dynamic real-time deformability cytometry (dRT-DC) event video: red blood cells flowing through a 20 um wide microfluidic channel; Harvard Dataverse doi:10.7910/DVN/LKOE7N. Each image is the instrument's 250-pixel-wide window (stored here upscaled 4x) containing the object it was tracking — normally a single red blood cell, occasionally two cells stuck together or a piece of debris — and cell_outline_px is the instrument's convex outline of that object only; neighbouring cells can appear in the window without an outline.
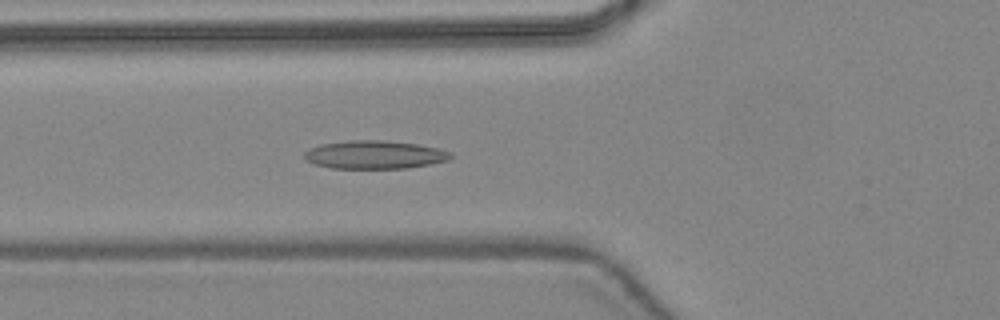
{"species": "common noctule bat (a hibernating species)", "species_latin": "Nyctalus noctula", "temperature_condition": "warm", "stored_images_in_passage": 47, "camera_frame_rate_fps": 3000, "um_per_image_px": 0.085, "animal": {"sex": "female", "body_mass_g": 24.6, "forearm_length_mm": 56.2}, "frame": {"image": 1, "passage_image": 18, "time_ms": 5.667, "image_size_px": [1000, 320], "cell_outline_px": [[452, 156], [448, 160], [408, 168], [332, 168], [316, 164], [304, 160], [304, 152], [308, 148], [320, 144], [348, 140], [384, 140], [416, 144], [436, 148], [452, 152]], "centroid_in_image_um": [31.79, 13.14], "position_along_channel_um": 94.0, "area_um2": 24.04}}
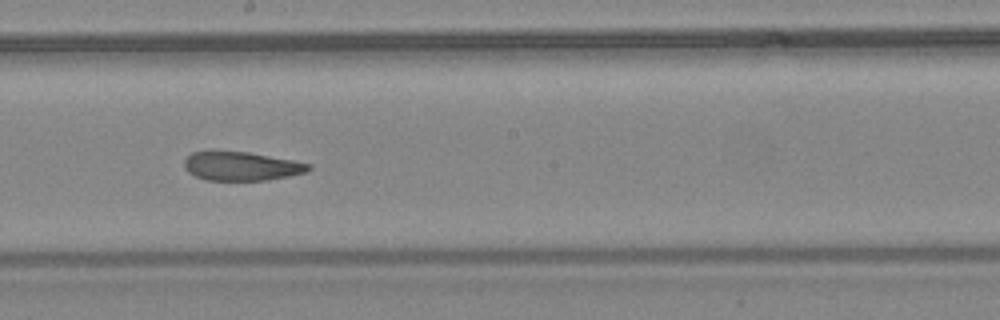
{"frame": {"image": 2, "passage_image": 27, "time_ms": 8.667, "image_size_px": [1000, 320], "cell_outline_px": [[312, 168], [308, 172], [268, 180], [204, 180], [188, 172], [184, 168], [184, 160], [192, 152], [212, 148], [248, 152], [292, 160], [312, 164]], "centroid_in_image_um": [20.47, 14.09], "position_along_channel_um": 227.7, "area_um2": 21.56}}
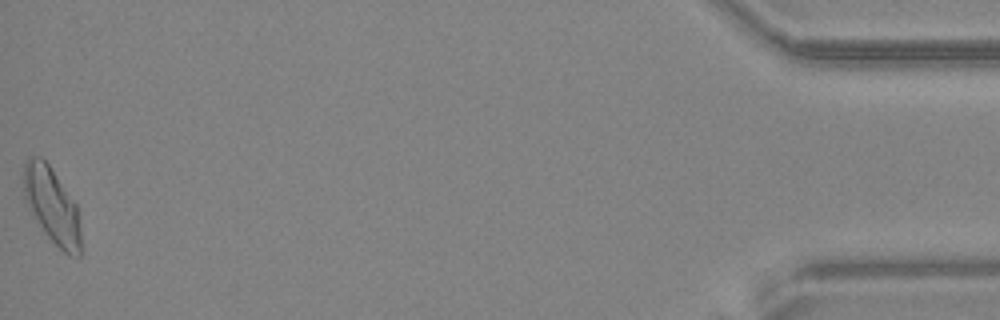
{"frame": {"image": 3, "passage_image": 47, "time_ms": 15.333, "image_size_px": [1000, 320], "cell_outline_px": [[80, 256], [68, 256], [44, 232], [28, 208], [24, 200], [24, 160], [28, 156], [40, 156], [48, 164], [76, 204], [80, 232]], "centroid_in_image_um": [4.39, 17.45], "position_along_channel_um": 430.8, "area_um2": 24.97}, "authors_computed_cell_mechanics": {"area_um2": 23.12, "velocity_mm_per_s": 4.4359, "shape_relaxation_time_tau1_ms": 11.2695, "shape_relaxation_time_tau2_ms": 1.9526, "deformation_change_tau1": 0.2599, "deformation_change_tau2": 0.0827}}